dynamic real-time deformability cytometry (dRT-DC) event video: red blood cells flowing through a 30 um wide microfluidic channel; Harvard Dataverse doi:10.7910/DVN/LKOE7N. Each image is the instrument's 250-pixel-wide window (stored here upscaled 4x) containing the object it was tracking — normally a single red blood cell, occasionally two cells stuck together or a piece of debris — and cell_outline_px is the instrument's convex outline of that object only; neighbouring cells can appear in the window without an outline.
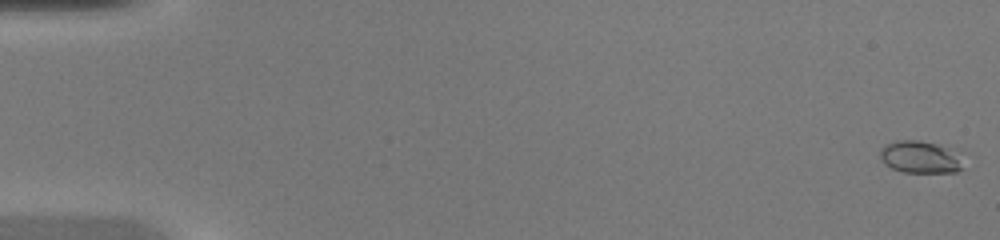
{"species": "common noctule bat (a hibernating species)", "species_latin": "Nyctalus noctula", "temperature_condition": "warm", "stored_images_in_passage": 46, "camera_frame_rate_fps": 3000, "um_per_image_px": 0.085, "animal": {"sex": "female", "body_mass_g": 20.0, "forearm_length_mm": 54.0}, "frame": {"image": 1, "passage_image": 1, "time_ms": 0.0, "image_size_px": [1000, 240], "cell_outline_px": [[964, 168], [956, 172], [904, 172], [892, 168], [884, 164], [880, 160], [880, 148], [884, 144], [896, 140], [916, 140], [936, 144], [944, 148]], "centroid_in_image_um": [78.03, 13.36], "position_along_channel_um": 7.0, "area_um2": 14.91}}
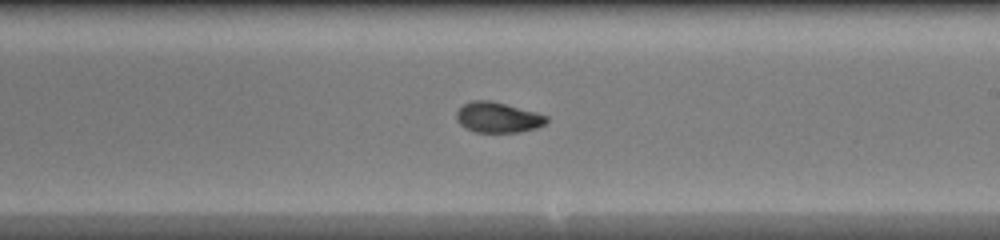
{"frame": {"image": 2, "passage_image": 28, "time_ms": 9.0, "image_size_px": [1000, 240], "cell_outline_px": [[548, 120], [544, 124], [536, 128], [520, 132], [476, 132], [464, 128], [456, 120], [456, 112], [464, 104], [472, 100], [492, 100], [536, 112], [548, 116]], "centroid_in_image_um": [42.3, 9.98], "position_along_channel_um": 246.7, "area_um2": 16.07}}
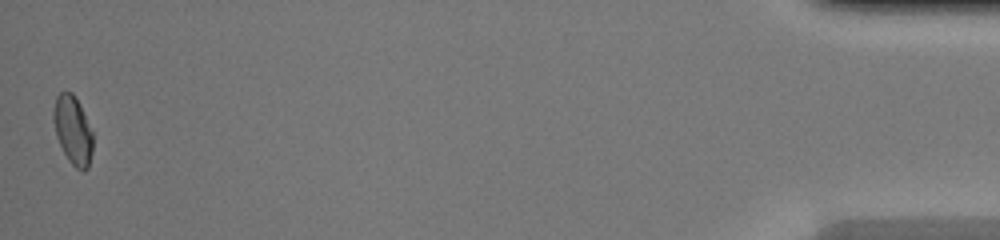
{"frame": {"image": 3, "passage_image": 46, "time_ms": 15.0, "image_size_px": [1000, 240], "cell_outline_px": [[92, 152], [88, 168], [84, 172], [76, 168], [68, 160], [56, 136], [52, 120], [52, 112], [56, 96], [60, 92], [72, 92], [80, 104], [92, 132]], "centroid_in_image_um": [6.17, 11.06], "position_along_channel_um": 429.0, "area_um2": 15.78}}